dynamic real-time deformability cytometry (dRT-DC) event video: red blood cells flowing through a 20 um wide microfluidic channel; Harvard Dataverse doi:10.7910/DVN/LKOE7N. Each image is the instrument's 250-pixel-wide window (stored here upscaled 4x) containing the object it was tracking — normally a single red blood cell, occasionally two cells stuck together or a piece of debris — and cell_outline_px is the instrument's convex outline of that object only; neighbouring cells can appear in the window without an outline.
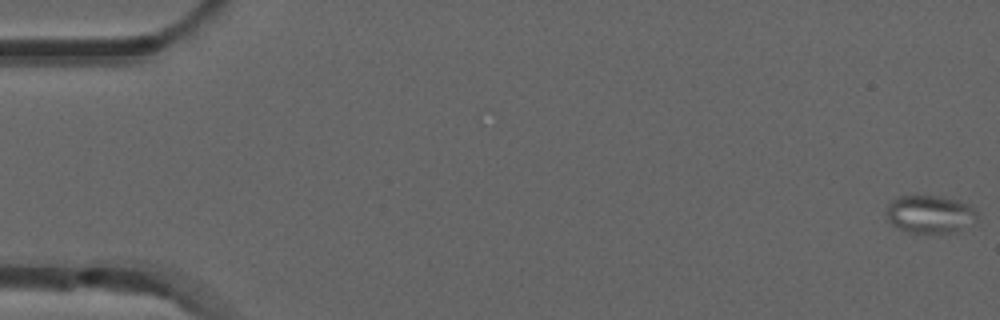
{"species": "common noctule bat (a hibernating species)", "species_latin": "Nyctalus noctula", "temperature_condition": "room temperature", "stored_images_in_passage": 6, "camera_frame_rate_fps": 3000, "um_per_image_px": 0.085, "animal": {"sex": "male", "forearm_length_mm": 52.5}, "frame": {"image": 1, "passage_image": 1, "time_ms": 0.0, "image_size_px": [1000, 320], "cell_outline_px": [[976, 220], [956, 232], [912, 232], [900, 228], [892, 224], [888, 220], [884, 212], [888, 204], [896, 196], [940, 196], [960, 200], [968, 204], [976, 212]], "centroid_in_image_um": [79.01, 18.18], "position_along_channel_um": 6.0, "area_um2": 19.88}}
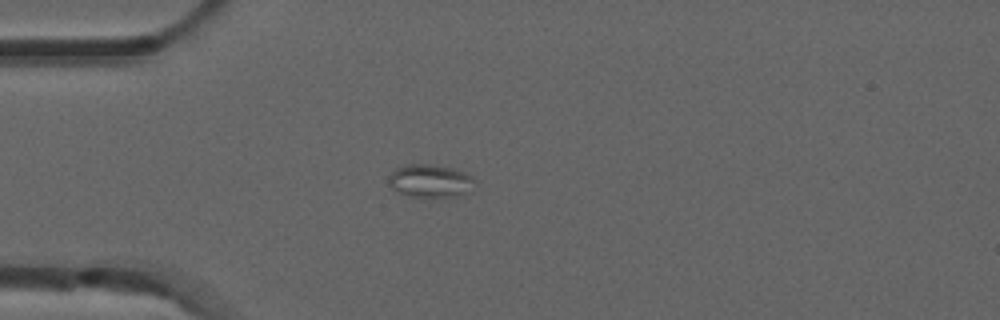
{"frame": {"image": 2, "passage_image": 5, "time_ms": 1.333, "image_size_px": [1000, 320], "cell_outline_px": [[476, 180], [472, 192], [456, 196], [424, 200], [396, 192], [388, 184], [388, 176], [396, 168], [404, 164], [428, 164], [452, 168], [472, 176]], "centroid_in_image_um": [36.57, 15.43], "position_along_channel_um": 48.4, "area_um2": 17.34}}